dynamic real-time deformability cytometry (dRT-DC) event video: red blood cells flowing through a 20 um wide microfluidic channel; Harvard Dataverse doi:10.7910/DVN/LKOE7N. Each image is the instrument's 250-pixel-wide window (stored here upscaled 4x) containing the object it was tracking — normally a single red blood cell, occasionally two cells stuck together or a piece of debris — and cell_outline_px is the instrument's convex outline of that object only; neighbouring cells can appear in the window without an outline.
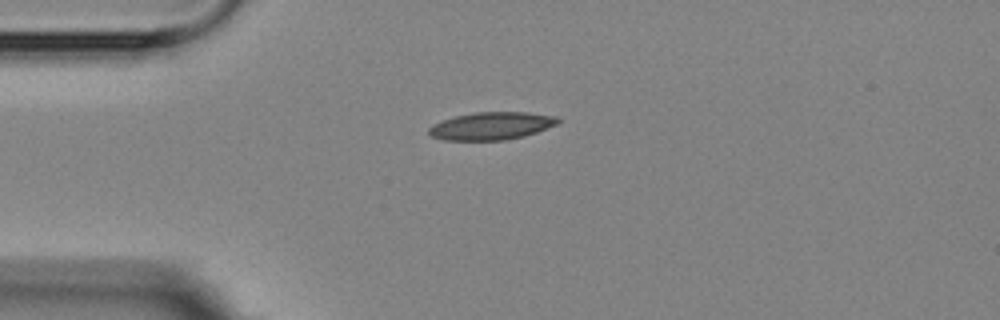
{"species": "Egyptian fruit bat (a non-hibernating species)", "species_latin": "Rousettus aegyptiacus", "temperature_condition": "room temperature", "stored_images_in_passage": 2, "camera_frame_rate_fps": 3000, "um_per_image_px": 0.085, "animal": {"sex": "female"}, "frame": {"image": 1, "passage_image": 1, "time_ms": 0.0, "image_size_px": [1000, 320], "cell_outline_px": [[560, 120], [556, 124], [536, 132], [524, 136], [504, 140], [444, 140], [432, 136], [428, 132], [428, 128], [432, 124], [456, 116], [472, 112], [528, 112], [556, 116]], "centroid_in_image_um": [41.76, 10.7], "position_along_channel_um": 43.2, "area_um2": 20.69}}